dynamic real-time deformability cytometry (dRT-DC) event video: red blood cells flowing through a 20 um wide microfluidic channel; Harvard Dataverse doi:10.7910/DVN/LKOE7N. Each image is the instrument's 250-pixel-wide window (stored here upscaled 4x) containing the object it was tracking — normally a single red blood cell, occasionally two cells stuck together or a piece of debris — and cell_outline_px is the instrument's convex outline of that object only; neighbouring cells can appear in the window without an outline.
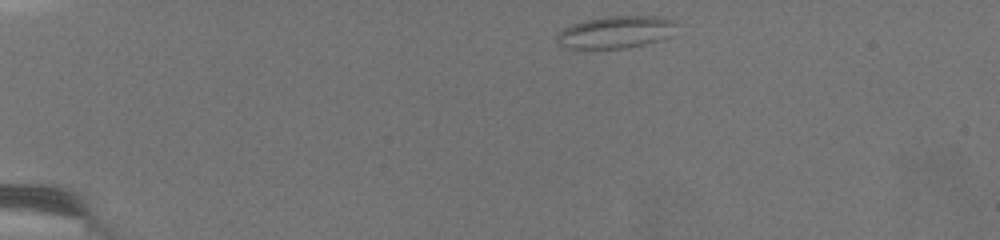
{"species": "common noctule bat (a hibernating species)", "species_latin": "Nyctalus noctula", "temperature_condition": "warm", "stored_images_in_passage": 11, "camera_frame_rate_fps": 3000, "um_per_image_px": 0.085, "animal": {"sex": "female", "body_mass_g": 19.5, "forearm_length_mm": 54.1}, "frame": {"image": 1, "passage_image": 1, "time_ms": 0.0, "image_size_px": [1000, 240], "cell_outline_px": [[672, 24], [668, 36], [660, 40], [628, 48], [568, 48], [560, 44], [556, 40], [556, 36], [564, 28], [572, 24], [584, 20], [608, 16], [656, 16], [672, 20]], "centroid_in_image_um": [52.25, 2.73], "position_along_channel_um": 32.7, "area_um2": 21.91}}
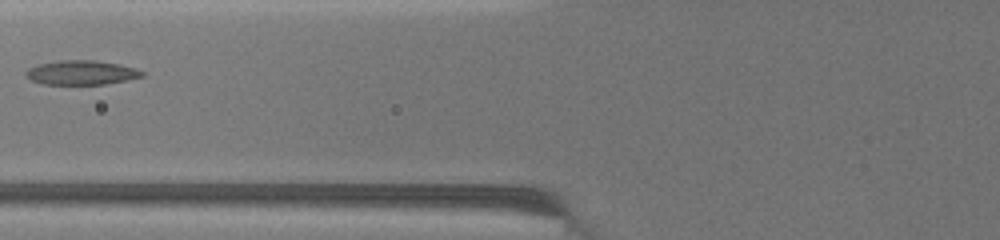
{"frame": {"image": 2, "passage_image": 7, "time_ms": 4.0, "image_size_px": [1000, 240], "cell_outline_px": [[144, 76], [128, 80], [104, 84], [44, 84], [32, 80], [24, 72], [28, 68], [40, 64], [60, 60], [96, 60], [120, 64], [144, 72]], "centroid_in_image_um": [6.93, 6.17], "position_along_channel_um": 118.9, "area_um2": 16.3}}
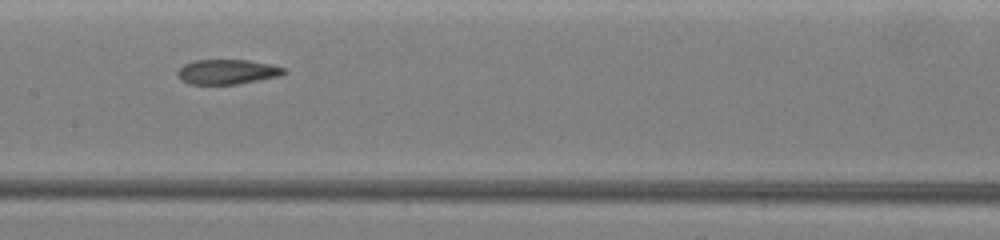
{"frame": {"image": 3, "passage_image": 10, "time_ms": 5.667, "image_size_px": [1000, 240], "cell_outline_px": [[288, 72], [280, 76], [236, 84], [188, 84], [180, 80], [176, 72], [184, 64], [196, 60], [248, 60], [268, 64], [284, 68]], "centroid_in_image_um": [19.29, 6.11], "position_along_channel_um": 188.1, "area_um2": 15.32}}